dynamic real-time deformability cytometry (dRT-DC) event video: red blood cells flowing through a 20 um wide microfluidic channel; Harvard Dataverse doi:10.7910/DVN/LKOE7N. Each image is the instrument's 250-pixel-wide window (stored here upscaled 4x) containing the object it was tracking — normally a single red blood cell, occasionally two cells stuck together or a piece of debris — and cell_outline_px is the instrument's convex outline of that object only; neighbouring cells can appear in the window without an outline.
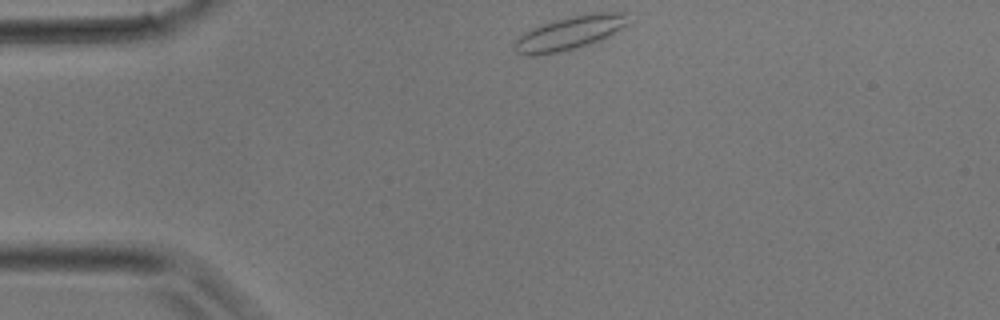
{"species": "common noctule bat (a hibernating species)", "species_latin": "Nyctalus noctula", "temperature_condition": "room temperature", "stored_images_in_passage": 31, "camera_frame_rate_fps": 3000, "um_per_image_px": 0.085, "animal": {"sex": "male", "body_mass_g": 17.9}, "frame": {"image": 1, "passage_image": 1, "time_ms": 0.0, "image_size_px": [1000, 320], "cell_outline_px": [[628, 24], [588, 44], [560, 52], [536, 56], [528, 56], [516, 52], [512, 48], [512, 44], [520, 36], [544, 24], [556, 20], [588, 12], [628, 12]], "centroid_in_image_um": [48.39, 2.8], "position_along_channel_um": 36.6, "area_um2": 21.68}}
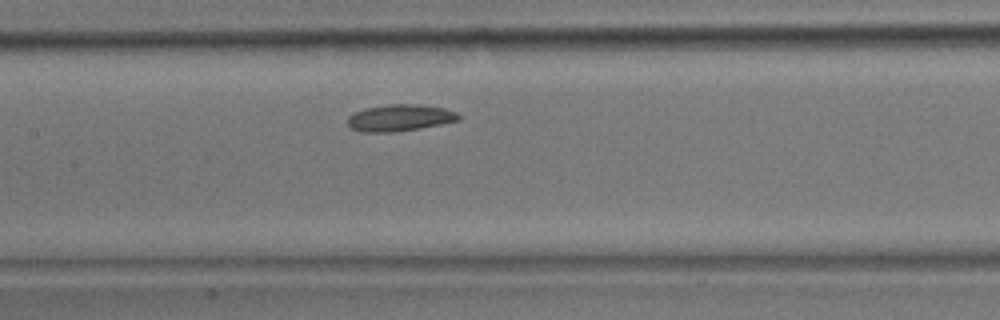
{"frame": {"image": 2, "passage_image": 11, "time_ms": 3.333, "image_size_px": [1000, 320], "cell_outline_px": [[460, 120], [420, 128], [396, 132], [364, 132], [352, 128], [348, 124], [348, 116], [364, 108], [388, 104], [420, 104], [444, 108], [456, 112], [460, 116]], "centroid_in_image_um": [33.99, 10.01], "position_along_channel_um": 173.4, "area_um2": 17.22}}
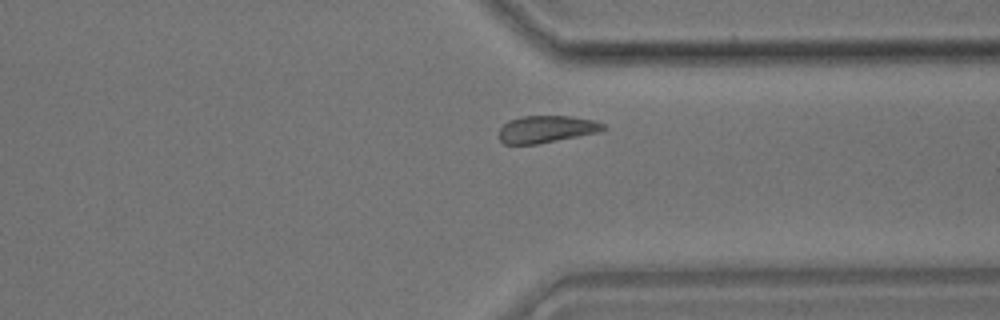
{"frame": {"image": 3, "passage_image": 22, "time_ms": 7.0, "image_size_px": [1000, 320], "cell_outline_px": [[604, 128], [600, 132], [536, 144], [504, 144], [496, 136], [500, 128], [508, 120], [524, 116], [572, 116], [592, 120], [604, 124]], "centroid_in_image_um": [46.39, 10.98], "position_along_channel_um": 365.0, "area_um2": 16.47}}